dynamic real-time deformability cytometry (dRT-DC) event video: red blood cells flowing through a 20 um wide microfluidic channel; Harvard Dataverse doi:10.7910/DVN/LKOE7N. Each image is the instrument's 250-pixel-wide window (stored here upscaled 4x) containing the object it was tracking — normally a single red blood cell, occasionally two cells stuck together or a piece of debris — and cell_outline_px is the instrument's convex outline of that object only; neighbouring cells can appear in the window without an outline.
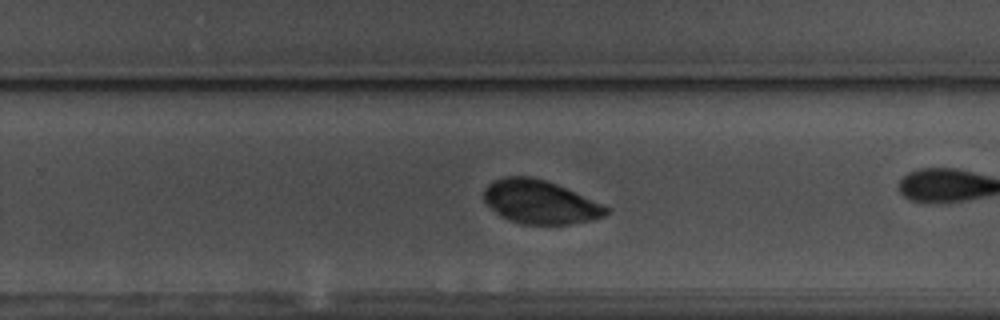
{"species": "common noctule bat (a hibernating species)", "species_latin": "Nyctalus noctula", "temperature_condition": "warm", "stored_images_in_passage": 49, "camera_frame_rate_fps": 3000, "um_per_image_px": 0.085, "animal": {"sex": "male", "body_mass_g": 17.5, "forearm_length_mm": 52.3}, "frame": {"image": 1, "passage_image": 35, "time_ms": 11.333, "image_size_px": [1000, 320], "cell_outline_px": [[608, 212], [604, 216], [592, 220], [568, 224], [520, 224], [508, 220], [500, 216], [484, 200], [484, 188], [492, 180], [504, 176], [532, 176], [556, 184], [600, 204], [608, 208]], "centroid_in_image_um": [45.83, 17.17], "position_along_channel_um": 284.0, "area_um2": 30.69}}